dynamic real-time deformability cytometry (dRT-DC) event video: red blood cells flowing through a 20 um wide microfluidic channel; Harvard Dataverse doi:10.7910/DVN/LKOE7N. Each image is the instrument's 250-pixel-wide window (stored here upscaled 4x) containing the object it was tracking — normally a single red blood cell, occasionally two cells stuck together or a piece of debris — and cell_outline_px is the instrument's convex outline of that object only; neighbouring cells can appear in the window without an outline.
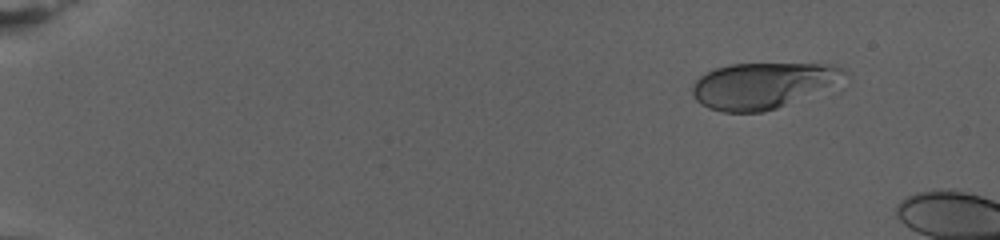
{"species": "human", "species_latin": "Homo sapiens", "temperature_condition": "warm", "stored_images_in_passage": 21, "camera_frame_rate_fps": 3000, "um_per_image_px": 0.085, "donor": {"sex": "female"}, "frame": {"image": 1, "passage_image": 10, "time_ms": 3.0, "image_size_px": [1000, 240], "cell_outline_px": [[844, 72], [824, 84], [776, 108], [764, 112], [724, 112], [708, 108], [700, 104], [696, 100], [692, 92], [692, 84], [700, 76], [716, 68], [732, 64], [836, 64]], "centroid_in_image_um": [64.55, 7.26], "position_along_channel_um": 20.5, "area_um2": 38.44}}